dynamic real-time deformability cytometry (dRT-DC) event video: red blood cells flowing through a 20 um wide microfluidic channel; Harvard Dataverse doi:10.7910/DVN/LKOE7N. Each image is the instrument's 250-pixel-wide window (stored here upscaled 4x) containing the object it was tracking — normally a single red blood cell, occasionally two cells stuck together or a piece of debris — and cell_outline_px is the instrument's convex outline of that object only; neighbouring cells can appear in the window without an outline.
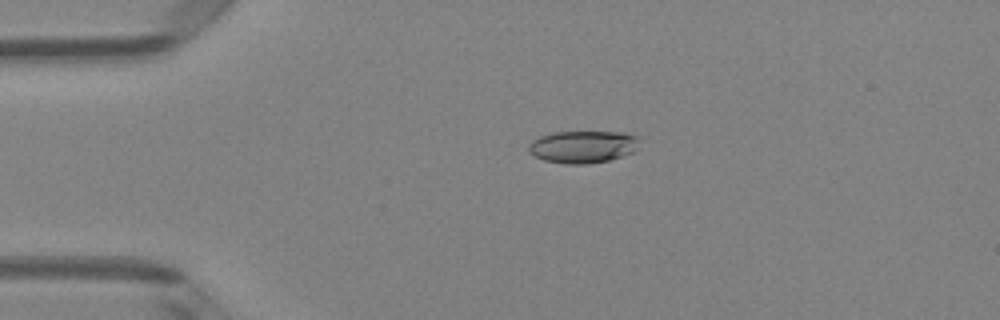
{"species": "Egyptian fruit bat (a non-hibernating species)", "species_latin": "Rousettus aegyptiacus", "temperature_condition": "room temperature", "stored_images_in_passage": 50, "camera_frame_rate_fps": 3000, "um_per_image_px": 0.085, "animal": {"sex": "female"}, "frame": {"image": 1, "passage_image": 11, "time_ms": 3.333, "image_size_px": [1000, 320], "cell_outline_px": [[640, 136], [636, 148], [632, 152], [608, 160], [588, 164], [564, 164], [544, 160], [528, 152], [528, 144], [532, 140], [540, 136], [552, 132], [624, 132]], "centroid_in_image_um": [49.52, 12.46], "position_along_channel_um": 35.5, "area_um2": 20.92}}
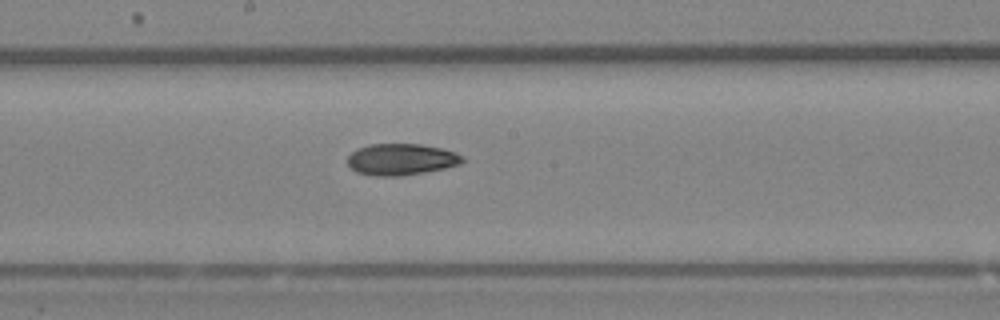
{"frame": {"image": 2, "passage_image": 27, "time_ms": 8.667, "image_size_px": [1000, 320], "cell_outline_px": [[464, 160], [460, 164], [444, 168], [424, 172], [396, 176], [372, 176], [356, 172], [348, 164], [348, 156], [352, 152], [368, 144], [420, 144], [440, 148], [456, 152], [464, 156]], "centroid_in_image_um": [34.11, 13.55], "position_along_channel_um": 214.1, "area_um2": 20.98}}
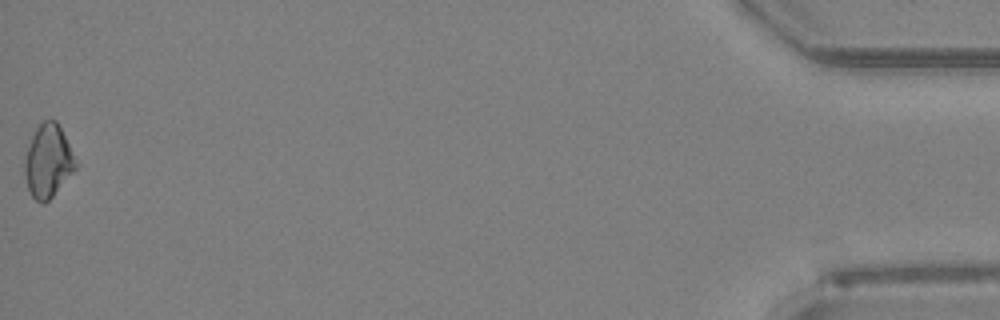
{"frame": {"image": 3, "passage_image": 50, "time_ms": 16.333, "image_size_px": [1000, 320], "cell_outline_px": [[76, 168], [52, 196], [44, 204], [36, 200], [32, 196], [28, 188], [24, 172], [24, 160], [32, 136], [36, 128], [44, 120], [56, 120], [68, 144], [76, 164]], "centroid_in_image_um": [4.05, 13.7], "position_along_channel_um": 431.1, "area_um2": 20.98}, "authors_computed_cell_mechanics": {"area_um2": 21.1259, "velocity_mm_per_s": 4.0931, "shape_relaxation_time_tau1_ms": null, "shape_relaxation_time_tau2_ms": 4.783, "deformation_change_tau1": null, "deformation_change_tau2": 0.0946}}